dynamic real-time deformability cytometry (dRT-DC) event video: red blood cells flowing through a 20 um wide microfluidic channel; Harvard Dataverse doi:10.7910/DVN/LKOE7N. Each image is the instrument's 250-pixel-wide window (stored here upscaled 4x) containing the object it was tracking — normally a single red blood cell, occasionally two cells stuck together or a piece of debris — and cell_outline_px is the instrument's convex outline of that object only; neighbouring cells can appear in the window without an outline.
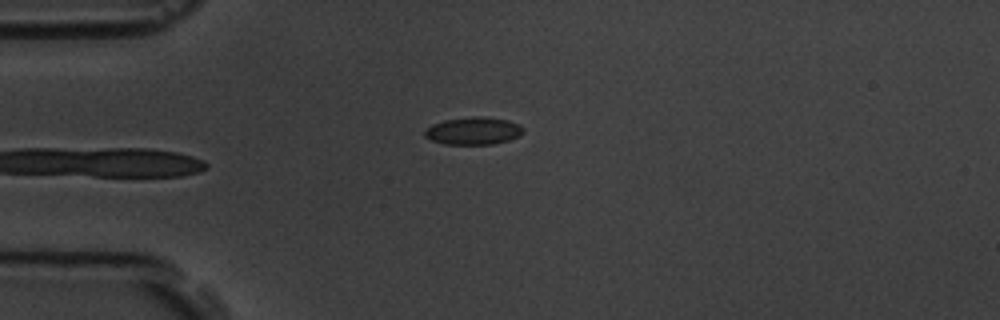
{"species": "common noctule bat (a hibernating species)", "species_latin": "Nyctalus noctula", "temperature_condition": "room temperature", "stored_images_in_passage": 6, "camera_frame_rate_fps": 3000, "um_per_image_px": 0.085, "animal": {"sex": "male", "body_mass_g": 19.5, "forearm_length_mm": 54.6}, "frame": {"image": 1, "passage_image": 6, "time_ms": 5.667, "image_size_px": [1000, 320], "cell_outline_px": [[524, 132], [508, 140], [492, 144], [444, 144], [432, 140], [424, 136], [424, 132], [432, 124], [444, 120], [472, 116], [484, 116], [508, 120], [520, 124], [524, 128]], "centroid_in_image_um": [40.24, 11.11], "position_along_channel_um": 44.8, "area_um2": 15.78}}